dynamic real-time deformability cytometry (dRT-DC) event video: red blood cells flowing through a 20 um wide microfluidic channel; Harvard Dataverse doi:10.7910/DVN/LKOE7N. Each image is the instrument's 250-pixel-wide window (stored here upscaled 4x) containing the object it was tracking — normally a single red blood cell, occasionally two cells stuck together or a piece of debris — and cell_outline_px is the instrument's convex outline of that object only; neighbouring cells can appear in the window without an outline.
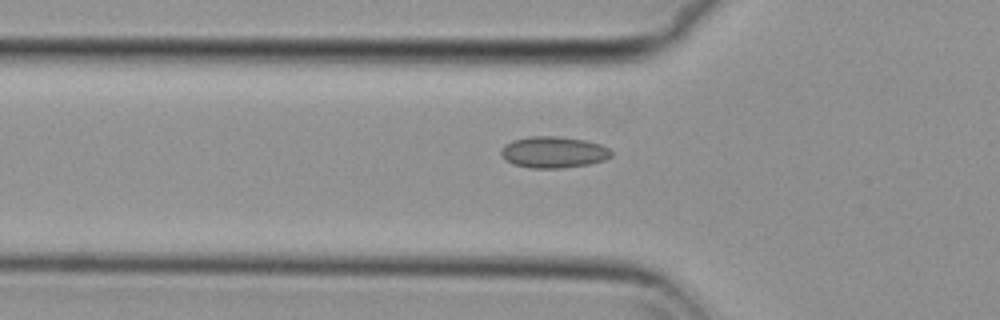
{"species": "common noctule bat (a hibernating species)", "species_latin": "Nyctalus noctula", "temperature_condition": "cold", "stored_images_in_passage": 38, "camera_frame_rate_fps": 3000, "um_per_image_px": 0.085, "animal": {"sex": "female", "body_mass_g": 29.2, "forearm_length_mm": 56.3}, "frame": {"image": 1, "passage_image": 8, "time_ms": 2.333, "image_size_px": [1000, 320], "cell_outline_px": [[612, 156], [604, 160], [588, 164], [564, 168], [532, 168], [512, 164], [504, 160], [500, 152], [500, 148], [504, 144], [512, 140], [528, 136], [556, 136], [584, 140], [600, 144], [608, 148], [612, 152]], "centroid_in_image_um": [47.0, 12.93], "position_along_channel_um": 78.8, "area_um2": 20.35}}
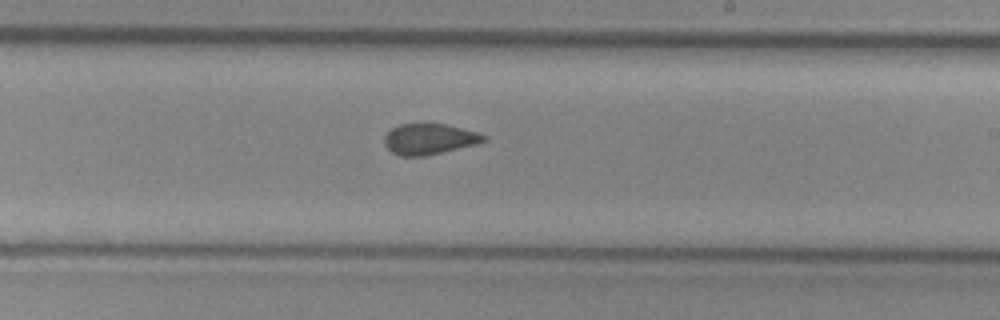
{"frame": {"image": 2, "passage_image": 22, "time_ms": 7.0, "image_size_px": [1000, 320], "cell_outline_px": [[488, 140], [476, 144], [424, 156], [400, 156], [392, 152], [384, 144], [384, 136], [392, 128], [400, 124], [444, 124], [476, 132], [488, 136]], "centroid_in_image_um": [36.48, 11.82], "position_along_channel_um": 252.5, "area_um2": 17.63}}
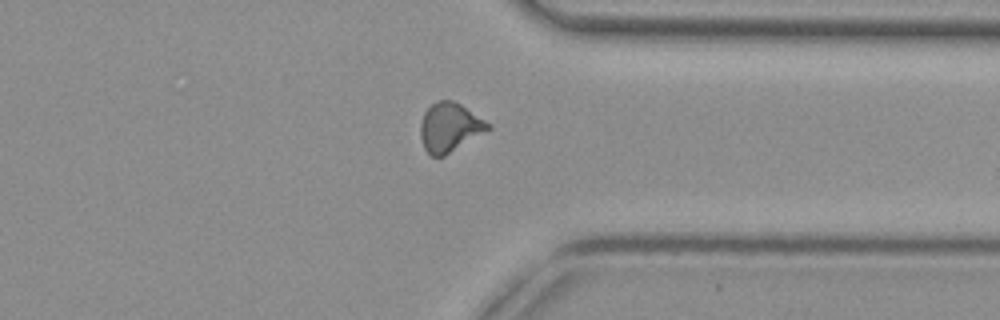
{"frame": {"image": 3, "passage_image": 32, "time_ms": 10.333, "image_size_px": [1000, 320], "cell_outline_px": [[492, 128], [444, 156], [432, 156], [424, 148], [420, 136], [420, 124], [424, 112], [436, 100], [452, 100], [460, 104], [492, 124]], "centroid_in_image_um": [38.22, 10.81], "position_along_channel_um": 373.2, "area_um2": 19.25}, "authors_computed_cell_mechanics": {"area_um2": 18.5827, "velocity_mm_per_s": 3.7137, "shape_relaxation_time_tau1_ms": null, "shape_relaxation_time_tau2_ms": 1.746, "deformation_change_tau1": null, "deformation_change_tau2": 0.063}}